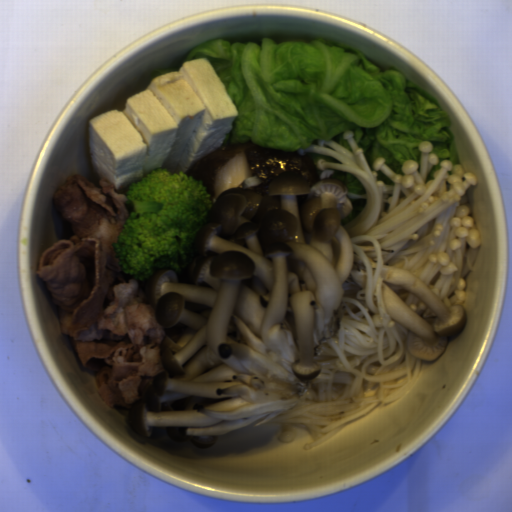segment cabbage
Here are the masks:
<instances>
[{"mask_svg": "<svg viewBox=\"0 0 512 512\" xmlns=\"http://www.w3.org/2000/svg\"><path fill=\"white\" fill-rule=\"evenodd\" d=\"M204 59L222 81L237 113L221 144L247 143L297 151L335 141L350 152L345 132L362 149L377 181L395 182L373 163L404 176L402 166H420L419 144L429 141L438 164L425 183L436 179L442 161L460 164L452 119L415 81L381 70L360 51L328 40L227 43L210 39L196 45L188 61Z\"/></svg>", "mask_w": 512, "mask_h": 512, "instance_id": "obj_1", "label": "cabbage"}, {"mask_svg": "<svg viewBox=\"0 0 512 512\" xmlns=\"http://www.w3.org/2000/svg\"><path fill=\"white\" fill-rule=\"evenodd\" d=\"M331 178H337L342 181L348 190L346 196L352 203L351 212L341 221V225L344 226L358 216L367 205V189L358 178L347 172L337 170L332 174Z\"/></svg>", "mask_w": 512, "mask_h": 512, "instance_id": "obj_2", "label": "cabbage"}, {"mask_svg": "<svg viewBox=\"0 0 512 512\" xmlns=\"http://www.w3.org/2000/svg\"><path fill=\"white\" fill-rule=\"evenodd\" d=\"M306 156L311 158V160H312L314 165H316L318 160H324V161L336 163V164H339V165L342 164L341 160H339L335 156H329V155H324V154H316V153H310V152L307 153Z\"/></svg>", "mask_w": 512, "mask_h": 512, "instance_id": "obj_3", "label": "cabbage"}]
</instances>
